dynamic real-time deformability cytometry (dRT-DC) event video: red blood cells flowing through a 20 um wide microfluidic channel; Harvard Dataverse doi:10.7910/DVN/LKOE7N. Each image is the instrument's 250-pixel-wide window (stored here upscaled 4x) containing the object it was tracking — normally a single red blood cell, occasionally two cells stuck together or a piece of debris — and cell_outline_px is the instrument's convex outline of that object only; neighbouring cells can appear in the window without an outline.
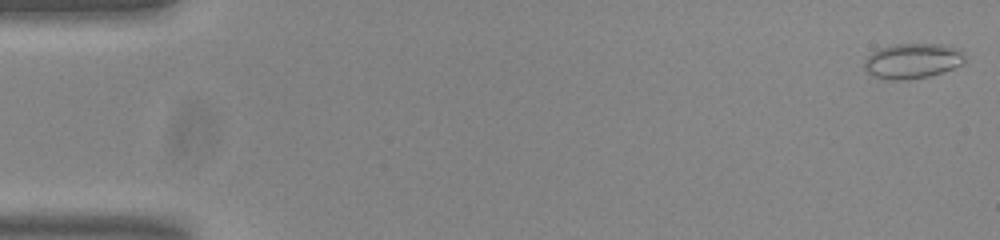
{"species": "common noctule bat (a hibernating species)", "species_latin": "Nyctalus noctula", "temperature_condition": "room temperature", "stored_images_in_passage": 54, "camera_frame_rate_fps": 3000, "um_per_image_px": 0.085, "animal": {"sex": "male", "body_mass_g": 20.0, "forearm_length_mm": 53.3}, "frame": {"image": 1, "passage_image": 1, "time_ms": 0.0, "image_size_px": [1000, 240], "cell_outline_px": [[964, 60], [960, 64], [952, 68], [928, 76], [872, 76], [864, 68], [864, 60], [872, 52], [880, 48], [896, 44], [940, 44], [960, 48], [964, 56]], "centroid_in_image_um": [77.58, 5.1], "position_along_channel_um": 7.4, "area_um2": 19.42}}
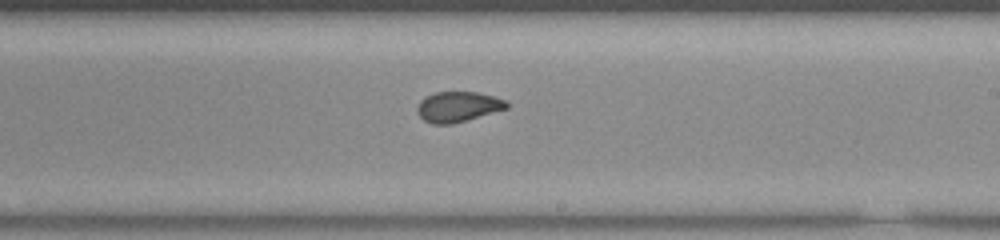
{"frame": {"image": 2, "passage_image": 32, "time_ms": 10.333, "image_size_px": [1000, 240], "cell_outline_px": [[508, 108], [452, 124], [432, 124], [424, 120], [416, 112], [416, 108], [420, 100], [424, 96], [436, 92], [476, 92], [492, 96], [504, 100], [508, 104]], "centroid_in_image_um": [38.87, 9.07], "position_along_channel_um": 250.1, "area_um2": 15.72}}
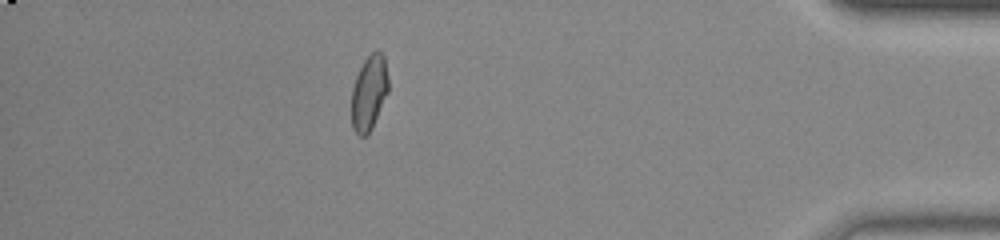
{"frame": {"image": 3, "passage_image": 48, "time_ms": 15.667, "image_size_px": [1000, 240], "cell_outline_px": [[388, 92], [372, 128], [364, 136], [360, 136], [352, 128], [352, 88], [356, 76], [364, 60], [376, 48], [384, 56], [388, 76]], "centroid_in_image_um": [31.38, 7.86], "position_along_channel_um": 403.8, "area_um2": 16.01}, "authors_computed_cell_mechanics": {"area_um2": 16.5886, "velocity_mm_per_s": 3.7566, "shape_relaxation_time_tau1_ms": null, "shape_relaxation_time_tau2_ms": 1.2257, "deformation_change_tau1": null, "deformation_change_tau2": 0.0577}}